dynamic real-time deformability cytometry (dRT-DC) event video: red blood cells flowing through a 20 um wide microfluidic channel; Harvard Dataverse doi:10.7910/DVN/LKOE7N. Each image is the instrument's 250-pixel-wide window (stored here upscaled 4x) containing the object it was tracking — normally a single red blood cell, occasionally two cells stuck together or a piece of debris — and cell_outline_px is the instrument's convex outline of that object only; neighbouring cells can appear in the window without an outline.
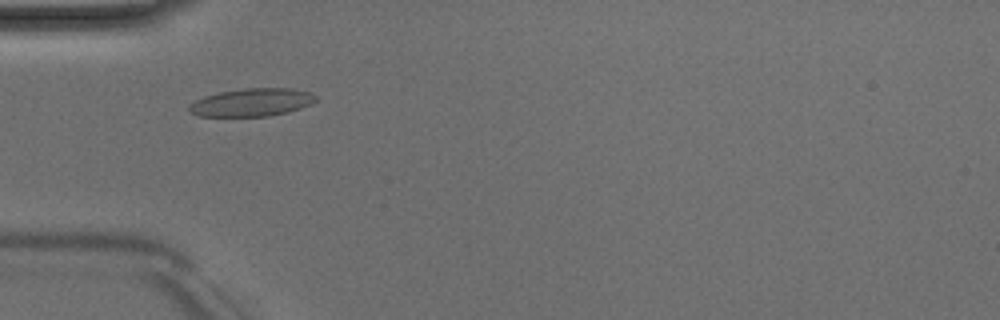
{"species": "Egyptian fruit bat (a non-hibernating species)", "species_latin": "Rousettus aegyptiacus", "temperature_condition": "room temperature", "stored_images_in_passage": 47, "camera_frame_rate_fps": 3000, "um_per_image_px": 0.085, "animal": {"sex": "male"}, "frame": {"image": 1, "passage_image": 12, "time_ms": 3.667, "image_size_px": [1000, 320], "cell_outline_px": [[316, 100], [300, 108], [288, 112], [268, 116], [200, 116], [188, 112], [188, 104], [204, 96], [220, 92], [244, 88], [292, 88], [308, 92], [316, 96]], "centroid_in_image_um": [21.35, 8.7], "position_along_channel_um": 63.6, "area_um2": 20.52}}
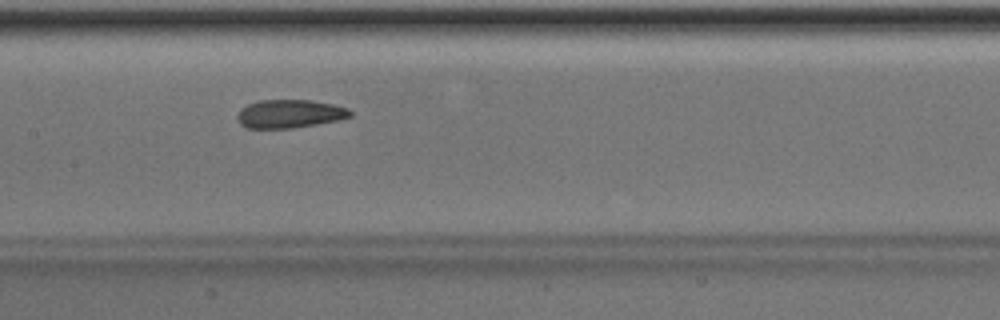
{"frame": {"image": 2, "passage_image": 21, "time_ms": 6.667, "image_size_px": [1000, 320], "cell_outline_px": [[352, 116], [336, 120], [316, 124], [292, 128], [248, 128], [240, 124], [236, 116], [240, 108], [248, 104], [260, 100], [312, 100], [332, 104], [348, 108], [352, 112]], "centroid_in_image_um": [24.59, 9.67], "position_along_channel_um": 182.8, "area_um2": 18.61}}
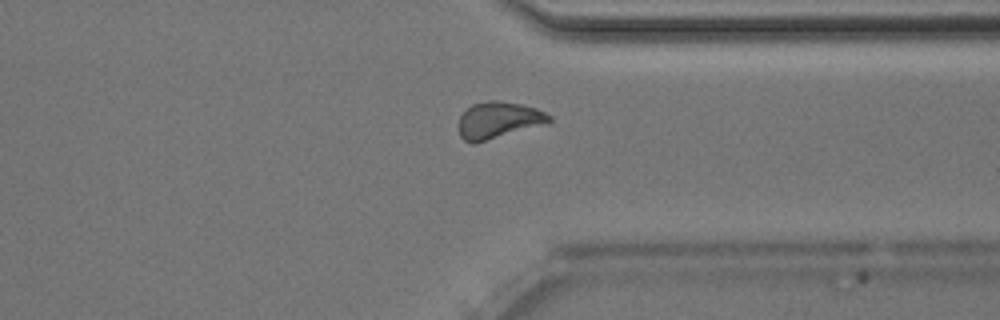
{"frame": {"image": 3, "passage_image": 35, "time_ms": 11.333, "image_size_px": [1000, 320], "cell_outline_px": [[552, 120], [544, 124], [476, 144], [472, 144], [464, 140], [460, 136], [460, 116], [472, 104], [488, 100], [496, 100], [520, 104], [536, 108], [552, 116]], "centroid_in_image_um": [42.36, 10.22], "position_along_channel_um": 369.0, "area_um2": 19.25}, "authors_computed_cell_mechanics": {"area_um2": 19.1896, "velocity_mm_per_s": 4.0071, "shape_relaxation_time_tau1_ms": 3.7577, "shape_relaxation_time_tau2_ms": 1.8158, "deformation_change_tau1": 0.1126, "deformation_change_tau2": 0.0802}}